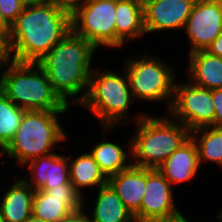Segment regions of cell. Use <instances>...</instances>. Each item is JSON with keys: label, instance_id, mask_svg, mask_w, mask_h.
<instances>
[{"label": "cell", "instance_id": "6da1fadb", "mask_svg": "<svg viewBox=\"0 0 222 222\" xmlns=\"http://www.w3.org/2000/svg\"><path fill=\"white\" fill-rule=\"evenodd\" d=\"M70 31V6L55 1L25 7L12 24L9 35L12 60L36 63Z\"/></svg>", "mask_w": 222, "mask_h": 222}, {"label": "cell", "instance_id": "7a4b0ae2", "mask_svg": "<svg viewBox=\"0 0 222 222\" xmlns=\"http://www.w3.org/2000/svg\"><path fill=\"white\" fill-rule=\"evenodd\" d=\"M96 51L99 53L92 43L71 30L36 62L47 74L52 89L67 105L79 106L85 99Z\"/></svg>", "mask_w": 222, "mask_h": 222}, {"label": "cell", "instance_id": "3957f363", "mask_svg": "<svg viewBox=\"0 0 222 222\" xmlns=\"http://www.w3.org/2000/svg\"><path fill=\"white\" fill-rule=\"evenodd\" d=\"M168 116L141 111L133 118L132 165L157 169L191 138V131L185 125Z\"/></svg>", "mask_w": 222, "mask_h": 222}, {"label": "cell", "instance_id": "277c9868", "mask_svg": "<svg viewBox=\"0 0 222 222\" xmlns=\"http://www.w3.org/2000/svg\"><path fill=\"white\" fill-rule=\"evenodd\" d=\"M67 112L25 111L15 135L1 152L0 162L11 159L21 168L34 158L59 151L62 148L59 143L62 145L69 136L59 116Z\"/></svg>", "mask_w": 222, "mask_h": 222}, {"label": "cell", "instance_id": "5b68a950", "mask_svg": "<svg viewBox=\"0 0 222 222\" xmlns=\"http://www.w3.org/2000/svg\"><path fill=\"white\" fill-rule=\"evenodd\" d=\"M102 68L96 65L90 74L89 89L79 107L93 114L101 128L129 126L127 123L132 121L129 110L136 102L128 76L124 69L122 73L109 67Z\"/></svg>", "mask_w": 222, "mask_h": 222}, {"label": "cell", "instance_id": "8992f818", "mask_svg": "<svg viewBox=\"0 0 222 222\" xmlns=\"http://www.w3.org/2000/svg\"><path fill=\"white\" fill-rule=\"evenodd\" d=\"M1 79L2 93L26 111H68L71 107L52 89L37 63L12 60L4 66Z\"/></svg>", "mask_w": 222, "mask_h": 222}, {"label": "cell", "instance_id": "52a82bcc", "mask_svg": "<svg viewBox=\"0 0 222 222\" xmlns=\"http://www.w3.org/2000/svg\"><path fill=\"white\" fill-rule=\"evenodd\" d=\"M163 60L152 53H136L133 57L130 55L125 58L122 69L128 76L135 102L155 104L165 101L163 103H166L165 111L168 113L174 98V84L178 82L176 77L179 75L173 68L174 64Z\"/></svg>", "mask_w": 222, "mask_h": 222}, {"label": "cell", "instance_id": "ba28073f", "mask_svg": "<svg viewBox=\"0 0 222 222\" xmlns=\"http://www.w3.org/2000/svg\"><path fill=\"white\" fill-rule=\"evenodd\" d=\"M70 8L74 33L97 49L116 48V0H78Z\"/></svg>", "mask_w": 222, "mask_h": 222}, {"label": "cell", "instance_id": "9c48e42d", "mask_svg": "<svg viewBox=\"0 0 222 222\" xmlns=\"http://www.w3.org/2000/svg\"><path fill=\"white\" fill-rule=\"evenodd\" d=\"M215 108L212 91L192 84L175 81L171 110L167 113L190 131L213 126Z\"/></svg>", "mask_w": 222, "mask_h": 222}, {"label": "cell", "instance_id": "30bf717a", "mask_svg": "<svg viewBox=\"0 0 222 222\" xmlns=\"http://www.w3.org/2000/svg\"><path fill=\"white\" fill-rule=\"evenodd\" d=\"M175 189L158 169L146 168L140 222H178L186 218L175 204Z\"/></svg>", "mask_w": 222, "mask_h": 222}, {"label": "cell", "instance_id": "8fae6325", "mask_svg": "<svg viewBox=\"0 0 222 222\" xmlns=\"http://www.w3.org/2000/svg\"><path fill=\"white\" fill-rule=\"evenodd\" d=\"M183 31L188 54L206 50L222 32V0H196Z\"/></svg>", "mask_w": 222, "mask_h": 222}, {"label": "cell", "instance_id": "7c38bea8", "mask_svg": "<svg viewBox=\"0 0 222 222\" xmlns=\"http://www.w3.org/2000/svg\"><path fill=\"white\" fill-rule=\"evenodd\" d=\"M196 0H143L146 35L184 30ZM170 30V31H169Z\"/></svg>", "mask_w": 222, "mask_h": 222}, {"label": "cell", "instance_id": "4fadbf2b", "mask_svg": "<svg viewBox=\"0 0 222 222\" xmlns=\"http://www.w3.org/2000/svg\"><path fill=\"white\" fill-rule=\"evenodd\" d=\"M83 207V197L72 184L34 191L32 215L47 222H61Z\"/></svg>", "mask_w": 222, "mask_h": 222}, {"label": "cell", "instance_id": "5bb4252c", "mask_svg": "<svg viewBox=\"0 0 222 222\" xmlns=\"http://www.w3.org/2000/svg\"><path fill=\"white\" fill-rule=\"evenodd\" d=\"M59 151L28 161L24 177H21L34 191H47L53 187L70 183L69 161ZM28 170V171H27ZM29 176V177H28Z\"/></svg>", "mask_w": 222, "mask_h": 222}, {"label": "cell", "instance_id": "9a60e30c", "mask_svg": "<svg viewBox=\"0 0 222 222\" xmlns=\"http://www.w3.org/2000/svg\"><path fill=\"white\" fill-rule=\"evenodd\" d=\"M157 169L173 187L192 182L201 170L196 143L190 138Z\"/></svg>", "mask_w": 222, "mask_h": 222}, {"label": "cell", "instance_id": "2e32d148", "mask_svg": "<svg viewBox=\"0 0 222 222\" xmlns=\"http://www.w3.org/2000/svg\"><path fill=\"white\" fill-rule=\"evenodd\" d=\"M108 184L133 214L135 221L140 222V207L146 187V168L131 165L109 177Z\"/></svg>", "mask_w": 222, "mask_h": 222}, {"label": "cell", "instance_id": "e0dca14e", "mask_svg": "<svg viewBox=\"0 0 222 222\" xmlns=\"http://www.w3.org/2000/svg\"><path fill=\"white\" fill-rule=\"evenodd\" d=\"M115 128L103 126L101 130L103 134L102 141H96L91 146V150L88 149L107 178L116 175L132 165L131 139L128 145H125V150V147H123L124 144L121 145L118 142L115 143L116 140L110 141L109 137L108 139L106 138V136H109V132L115 130Z\"/></svg>", "mask_w": 222, "mask_h": 222}, {"label": "cell", "instance_id": "ac0fdd59", "mask_svg": "<svg viewBox=\"0 0 222 222\" xmlns=\"http://www.w3.org/2000/svg\"><path fill=\"white\" fill-rule=\"evenodd\" d=\"M116 48L145 37L143 0H116ZM126 43V44H125Z\"/></svg>", "mask_w": 222, "mask_h": 222}, {"label": "cell", "instance_id": "d6986e66", "mask_svg": "<svg viewBox=\"0 0 222 222\" xmlns=\"http://www.w3.org/2000/svg\"><path fill=\"white\" fill-rule=\"evenodd\" d=\"M187 58L188 81L209 90L222 88V57L200 50L188 54Z\"/></svg>", "mask_w": 222, "mask_h": 222}, {"label": "cell", "instance_id": "ffe728a7", "mask_svg": "<svg viewBox=\"0 0 222 222\" xmlns=\"http://www.w3.org/2000/svg\"><path fill=\"white\" fill-rule=\"evenodd\" d=\"M94 194L96 199L89 202L94 204L87 208V200L83 198V207L87 210L92 222H136L133 214L126 208L113 188L106 184L99 187ZM91 212V213H89Z\"/></svg>", "mask_w": 222, "mask_h": 222}, {"label": "cell", "instance_id": "44dd1931", "mask_svg": "<svg viewBox=\"0 0 222 222\" xmlns=\"http://www.w3.org/2000/svg\"><path fill=\"white\" fill-rule=\"evenodd\" d=\"M0 197V212L6 222H25L32 215L34 190L19 176Z\"/></svg>", "mask_w": 222, "mask_h": 222}, {"label": "cell", "instance_id": "7402d4cb", "mask_svg": "<svg viewBox=\"0 0 222 222\" xmlns=\"http://www.w3.org/2000/svg\"><path fill=\"white\" fill-rule=\"evenodd\" d=\"M70 157L69 155L70 183L83 198L88 196L85 194V192L87 193L85 190L95 191V189L108 184V178L101 171L89 151L78 154L74 158Z\"/></svg>", "mask_w": 222, "mask_h": 222}, {"label": "cell", "instance_id": "603a6c76", "mask_svg": "<svg viewBox=\"0 0 222 222\" xmlns=\"http://www.w3.org/2000/svg\"><path fill=\"white\" fill-rule=\"evenodd\" d=\"M191 138L196 143L201 168L209 162L222 170V128H198L191 131Z\"/></svg>", "mask_w": 222, "mask_h": 222}, {"label": "cell", "instance_id": "cb8c5ba5", "mask_svg": "<svg viewBox=\"0 0 222 222\" xmlns=\"http://www.w3.org/2000/svg\"><path fill=\"white\" fill-rule=\"evenodd\" d=\"M0 90V149L3 150L15 135L25 113Z\"/></svg>", "mask_w": 222, "mask_h": 222}, {"label": "cell", "instance_id": "d4e9b609", "mask_svg": "<svg viewBox=\"0 0 222 222\" xmlns=\"http://www.w3.org/2000/svg\"><path fill=\"white\" fill-rule=\"evenodd\" d=\"M23 8L20 0H0V10L11 25L16 21Z\"/></svg>", "mask_w": 222, "mask_h": 222}, {"label": "cell", "instance_id": "484cf974", "mask_svg": "<svg viewBox=\"0 0 222 222\" xmlns=\"http://www.w3.org/2000/svg\"><path fill=\"white\" fill-rule=\"evenodd\" d=\"M211 91L215 108L213 127L222 128V88L212 89Z\"/></svg>", "mask_w": 222, "mask_h": 222}, {"label": "cell", "instance_id": "4316f807", "mask_svg": "<svg viewBox=\"0 0 222 222\" xmlns=\"http://www.w3.org/2000/svg\"><path fill=\"white\" fill-rule=\"evenodd\" d=\"M12 61L9 36L0 33V63L5 66Z\"/></svg>", "mask_w": 222, "mask_h": 222}, {"label": "cell", "instance_id": "83f0119b", "mask_svg": "<svg viewBox=\"0 0 222 222\" xmlns=\"http://www.w3.org/2000/svg\"><path fill=\"white\" fill-rule=\"evenodd\" d=\"M61 222H92L87 210L82 207L76 212H72L69 216Z\"/></svg>", "mask_w": 222, "mask_h": 222}, {"label": "cell", "instance_id": "f1b7e54d", "mask_svg": "<svg viewBox=\"0 0 222 222\" xmlns=\"http://www.w3.org/2000/svg\"><path fill=\"white\" fill-rule=\"evenodd\" d=\"M211 55L222 57V32L206 49Z\"/></svg>", "mask_w": 222, "mask_h": 222}, {"label": "cell", "instance_id": "f546056e", "mask_svg": "<svg viewBox=\"0 0 222 222\" xmlns=\"http://www.w3.org/2000/svg\"><path fill=\"white\" fill-rule=\"evenodd\" d=\"M58 0H20L22 6L25 7H32V6H41L46 5Z\"/></svg>", "mask_w": 222, "mask_h": 222}, {"label": "cell", "instance_id": "4dcf8cb0", "mask_svg": "<svg viewBox=\"0 0 222 222\" xmlns=\"http://www.w3.org/2000/svg\"><path fill=\"white\" fill-rule=\"evenodd\" d=\"M12 25L5 19L0 10V33L10 35Z\"/></svg>", "mask_w": 222, "mask_h": 222}, {"label": "cell", "instance_id": "1f68e13d", "mask_svg": "<svg viewBox=\"0 0 222 222\" xmlns=\"http://www.w3.org/2000/svg\"><path fill=\"white\" fill-rule=\"evenodd\" d=\"M25 222H47V221L37 218L34 215H31Z\"/></svg>", "mask_w": 222, "mask_h": 222}, {"label": "cell", "instance_id": "d6a6232c", "mask_svg": "<svg viewBox=\"0 0 222 222\" xmlns=\"http://www.w3.org/2000/svg\"><path fill=\"white\" fill-rule=\"evenodd\" d=\"M59 2H62L68 6H71L72 4H74L75 2H77L78 0H58Z\"/></svg>", "mask_w": 222, "mask_h": 222}, {"label": "cell", "instance_id": "836d02e7", "mask_svg": "<svg viewBox=\"0 0 222 222\" xmlns=\"http://www.w3.org/2000/svg\"><path fill=\"white\" fill-rule=\"evenodd\" d=\"M216 219L217 221L222 222V207L219 212H217Z\"/></svg>", "mask_w": 222, "mask_h": 222}, {"label": "cell", "instance_id": "e575fe53", "mask_svg": "<svg viewBox=\"0 0 222 222\" xmlns=\"http://www.w3.org/2000/svg\"><path fill=\"white\" fill-rule=\"evenodd\" d=\"M4 66L0 63V88H1V77H2V71H3Z\"/></svg>", "mask_w": 222, "mask_h": 222}, {"label": "cell", "instance_id": "d590c367", "mask_svg": "<svg viewBox=\"0 0 222 222\" xmlns=\"http://www.w3.org/2000/svg\"><path fill=\"white\" fill-rule=\"evenodd\" d=\"M178 222H192V220H188V217H186V218H184L183 220H181V221H178Z\"/></svg>", "mask_w": 222, "mask_h": 222}, {"label": "cell", "instance_id": "8d00e7d4", "mask_svg": "<svg viewBox=\"0 0 222 222\" xmlns=\"http://www.w3.org/2000/svg\"><path fill=\"white\" fill-rule=\"evenodd\" d=\"M0 222H6L0 212Z\"/></svg>", "mask_w": 222, "mask_h": 222}]
</instances>
